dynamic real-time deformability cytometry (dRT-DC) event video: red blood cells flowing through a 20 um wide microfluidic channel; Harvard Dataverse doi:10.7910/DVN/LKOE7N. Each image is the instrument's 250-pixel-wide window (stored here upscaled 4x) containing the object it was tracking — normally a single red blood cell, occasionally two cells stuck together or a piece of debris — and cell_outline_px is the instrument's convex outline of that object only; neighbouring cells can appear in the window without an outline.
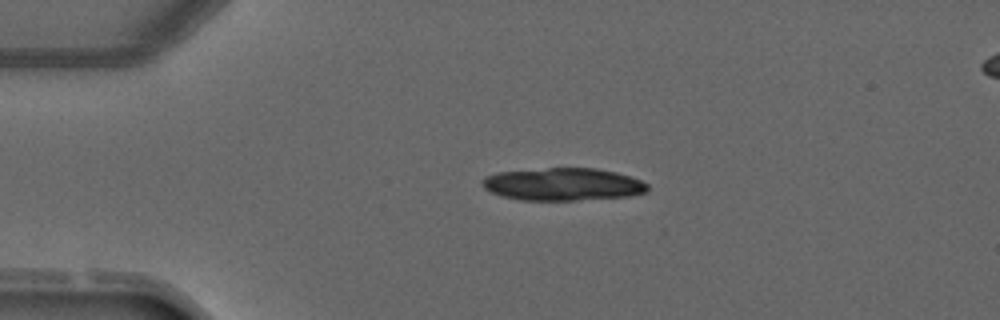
{"species": "common noctule bat (a hibernating species)", "species_latin": "Nyctalus noctula", "temperature_condition": "warm", "stored_images_in_passage": 3, "camera_frame_rate_fps": 3000, "um_per_image_px": 0.085, "animal": {"sex": "male", "forearm_length_mm": 52.5}, "frame": {"image": 1, "passage_image": 1, "time_ms": 0.0, "image_size_px": [1000, 320], "cell_outline_px": [[648, 192], [628, 196], [576, 200], [520, 200], [500, 196], [484, 188], [480, 180], [484, 176], [496, 172], [548, 168], [596, 168], [616, 172], [640, 180], [648, 184]], "centroid_in_image_um": [47.81, 15.66], "position_along_channel_um": 37.2, "area_um2": 31.5}}